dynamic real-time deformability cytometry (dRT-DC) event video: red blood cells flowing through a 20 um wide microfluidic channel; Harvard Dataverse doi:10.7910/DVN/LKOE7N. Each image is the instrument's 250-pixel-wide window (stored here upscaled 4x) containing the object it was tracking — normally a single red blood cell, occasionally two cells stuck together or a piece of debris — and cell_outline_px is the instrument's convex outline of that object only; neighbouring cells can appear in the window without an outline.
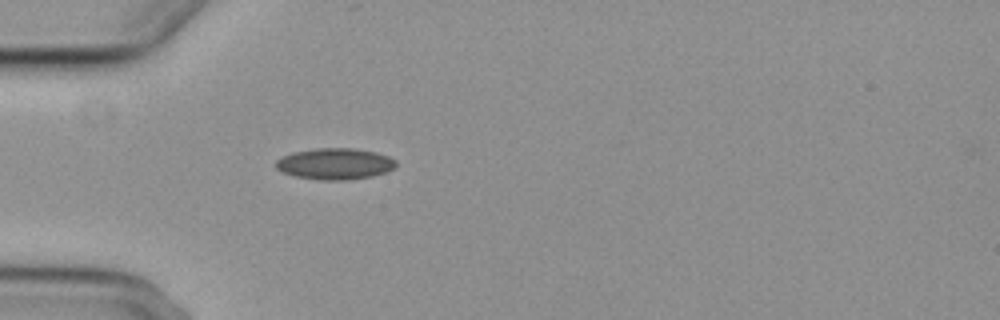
{"species": "common noctule bat (a hibernating species)", "species_latin": "Nyctalus noctula", "temperature_condition": "cold", "stored_images_in_passage": 1, "camera_frame_rate_fps": 3000, "um_per_image_px": 0.085, "animal": {"sex": "female", "body_mass_g": 29.2, "forearm_length_mm": 56.3}, "frame": {"image": 1, "passage_image": 1, "time_ms": 0.0, "image_size_px": [1000, 320], "cell_outline_px": [[396, 168], [388, 172], [372, 176], [344, 180], [316, 180], [296, 176], [284, 172], [276, 168], [276, 160], [292, 152], [316, 148], [352, 148], [376, 152], [388, 156], [396, 160]], "centroid_in_image_um": [28.51, 13.92], "position_along_channel_um": 56.5, "area_um2": 21.96}}